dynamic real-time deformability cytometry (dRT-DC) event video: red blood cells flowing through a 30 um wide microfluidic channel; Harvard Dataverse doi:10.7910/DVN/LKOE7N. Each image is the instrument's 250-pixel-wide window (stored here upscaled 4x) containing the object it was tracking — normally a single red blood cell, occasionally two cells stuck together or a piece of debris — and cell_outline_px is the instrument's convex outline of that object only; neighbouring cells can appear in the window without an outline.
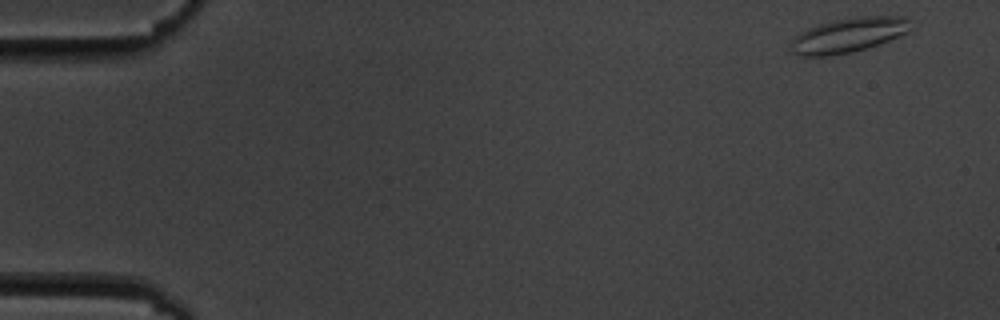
{"species": "common noctule bat (a hibernating species)", "species_latin": "Nyctalus noctula", "temperature_condition": "cold", "stored_images_in_passage": 4, "camera_frame_rate_fps": 3000, "um_per_image_px": 0.085, "animal": {"sex": "male", "body_mass_g": 19.5, "forearm_length_mm": 54.6}, "frame": {"image": 1, "passage_image": 1, "time_ms": 0.0, "image_size_px": [1000, 320], "cell_outline_px": [[908, 32], [888, 40], [852, 52], [828, 56], [796, 56], [788, 52], [788, 48], [792, 40], [800, 32], [808, 28], [820, 24], [836, 20], [856, 16], [904, 16], [908, 20]], "centroid_in_image_um": [72.01, 3.0], "position_along_channel_um": 13.0, "area_um2": 24.04}}
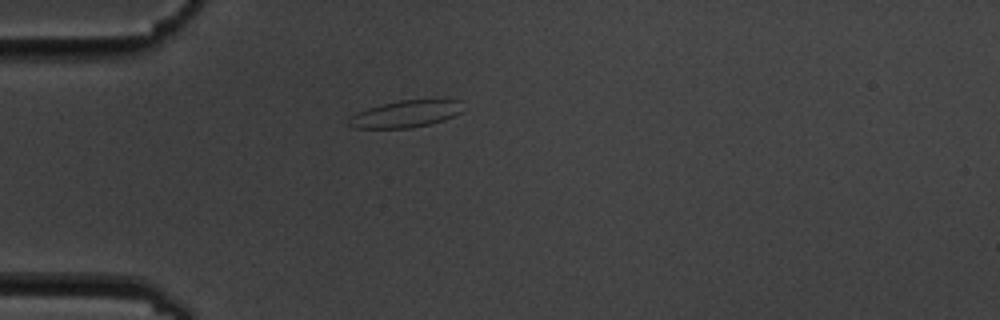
{"frame": {"image": 2, "passage_image": 4, "time_ms": 4.333, "image_size_px": [1000, 320], "cell_outline_px": [[464, 112], [444, 120], [412, 128], [352, 128], [348, 124], [348, 120], [356, 112], [380, 104], [400, 100], [460, 100]], "centroid_in_image_um": [34.48, 9.69], "position_along_channel_um": 50.5, "area_um2": 17.98}}